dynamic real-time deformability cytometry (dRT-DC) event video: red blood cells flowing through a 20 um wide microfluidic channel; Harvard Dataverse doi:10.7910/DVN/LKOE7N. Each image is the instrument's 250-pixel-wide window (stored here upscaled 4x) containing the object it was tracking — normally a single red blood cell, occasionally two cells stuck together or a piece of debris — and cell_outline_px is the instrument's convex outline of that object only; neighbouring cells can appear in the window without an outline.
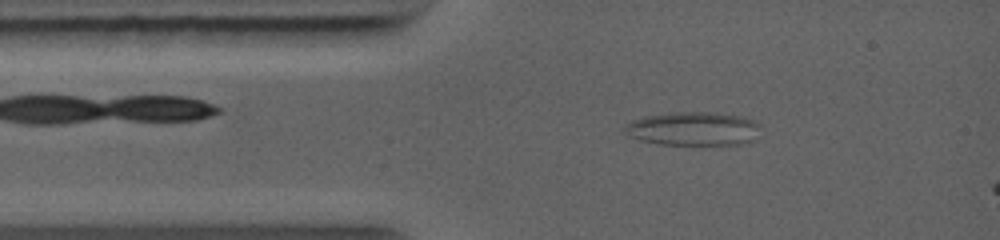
{"species": "common noctule bat (a hibernating species)", "species_latin": "Nyctalus noctula", "temperature_condition": "warm", "stored_images_in_passage": 10, "camera_frame_rate_fps": 5000, "um_per_image_px": 0.085, "animal": {"sex": "female", "body_mass_g": 19.0, "forearm_length_mm": 56.7}, "frame": {"image": 1, "passage_image": 7, "time_ms": 1.6, "image_size_px": [1000, 240], "cell_outline_px": [[760, 124], [756, 140], [740, 144], [660, 144], [640, 140], [628, 136], [624, 132], [624, 124], [632, 120], [644, 116], [672, 112], [716, 112], [748, 116], [756, 120]], "centroid_in_image_um": [58.96, 10.92], "position_along_channel_um": 26.0, "area_um2": 27.17}}